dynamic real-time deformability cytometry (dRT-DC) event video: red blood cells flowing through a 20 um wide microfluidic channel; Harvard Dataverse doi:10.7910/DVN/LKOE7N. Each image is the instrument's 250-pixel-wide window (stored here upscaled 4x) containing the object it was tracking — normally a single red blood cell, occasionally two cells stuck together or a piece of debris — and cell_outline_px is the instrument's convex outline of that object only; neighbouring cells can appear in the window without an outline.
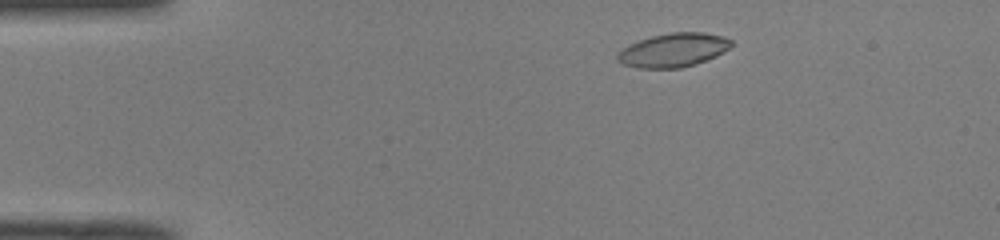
{"species": "common noctule bat (a hibernating species)", "species_latin": "Nyctalus noctula", "temperature_condition": "room temperature", "stored_images_in_passage": 47, "camera_frame_rate_fps": 3000, "um_per_image_px": 0.085, "animal": {"sex": "male", "body_mass_g": 19.0, "forearm_length_mm": 50.8}, "frame": {"image": 1, "passage_image": 6, "time_ms": 1.667, "image_size_px": [1000, 240], "cell_outline_px": [[732, 44], [724, 52], [716, 56], [680, 68], [636, 68], [624, 64], [616, 60], [616, 56], [628, 44], [652, 36], [672, 32], [704, 32], [724, 36], [732, 40]], "centroid_in_image_um": [57.23, 4.25], "position_along_channel_um": 27.8, "area_um2": 22.25}}
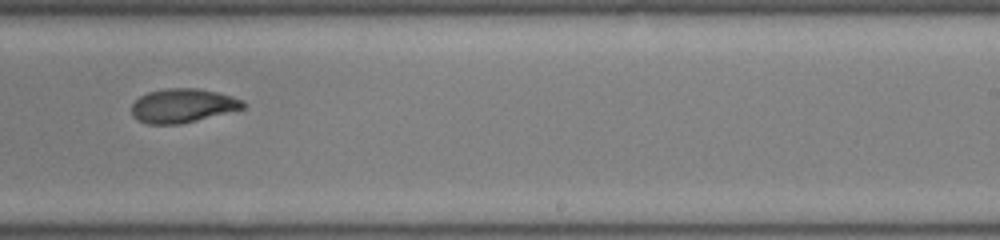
{"frame": {"image": 2, "passage_image": 29, "time_ms": 9.333, "image_size_px": [1000, 240], "cell_outline_px": [[244, 108], [180, 124], [148, 124], [136, 120], [132, 116], [132, 104], [140, 96], [148, 92], [164, 88], [196, 88], [216, 92], [232, 96], [244, 100]], "centroid_in_image_um": [15.49, 8.98], "position_along_channel_um": 273.5, "area_um2": 21.96}}
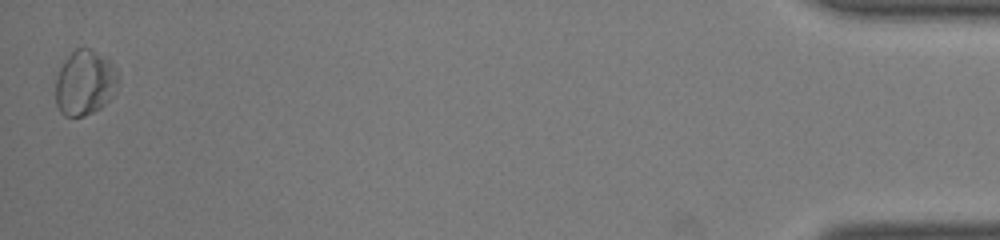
{"frame": {"image": 3, "passage_image": 47, "time_ms": 15.333, "image_size_px": [1000, 240], "cell_outline_px": [[120, 80], [116, 92], [100, 108], [84, 116], [64, 116], [60, 112], [56, 104], [56, 76], [60, 68], [68, 56], [76, 48], [88, 48], [108, 60], [116, 68], [120, 76]], "centroid_in_image_um": [7.23, 7.05], "position_along_channel_um": 428.0, "area_um2": 23.76}, "authors_computed_cell_mechanics": {"area_um2": 22.3108, "velocity_mm_per_s": 4.0607, "shape_relaxation_time_tau1_ms": 6.9066, "shape_relaxation_time_tau2_ms": 4.3078, "deformation_change_tau1": 0.1427, "deformation_change_tau2": 0.0941}}